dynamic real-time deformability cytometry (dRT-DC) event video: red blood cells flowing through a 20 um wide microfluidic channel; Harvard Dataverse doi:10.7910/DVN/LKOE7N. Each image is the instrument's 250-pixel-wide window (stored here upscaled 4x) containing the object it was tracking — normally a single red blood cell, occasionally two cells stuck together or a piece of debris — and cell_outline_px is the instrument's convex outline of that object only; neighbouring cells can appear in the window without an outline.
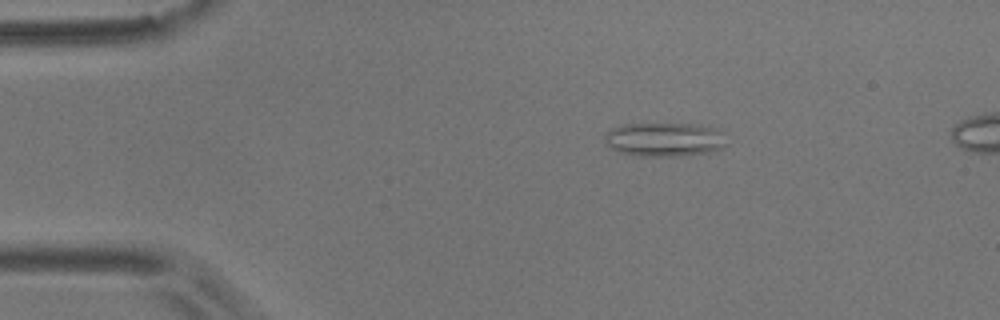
{"species": "common noctule bat (a hibernating species)", "species_latin": "Nyctalus noctula", "temperature_condition": "room temperature", "stored_images_in_passage": 4, "camera_frame_rate_fps": 3000, "um_per_image_px": 0.085, "animal": {"sex": "male", "body_mass_g": 17.9}, "frame": {"image": 1, "passage_image": 1, "time_ms": 0.0, "image_size_px": [1000, 320], "cell_outline_px": [[728, 144], [712, 152], [680, 156], [632, 156], [620, 152], [612, 148], [604, 140], [604, 132], [620, 124], [700, 124], [716, 128], [724, 132]], "centroid_in_image_um": [56.51, 11.85], "position_along_channel_um": 28.5, "area_um2": 24.62}}
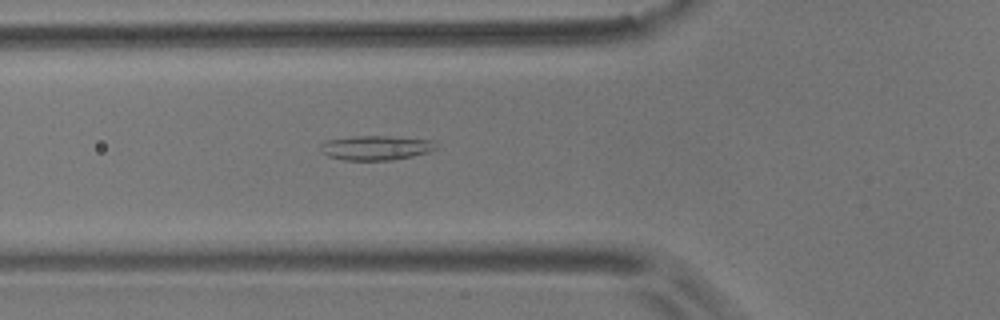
{"frame": {"image": 2, "passage_image": 4, "time_ms": 3.333, "image_size_px": [1000, 320], "cell_outline_px": [[436, 148], [428, 152], [412, 156], [392, 160], [344, 160], [328, 156], [320, 152], [320, 144], [324, 140], [356, 136], [384, 136], [432, 140], [436, 144]], "centroid_in_image_um": [31.89, 12.56], "position_along_channel_um": 93.9, "area_um2": 16.47}}